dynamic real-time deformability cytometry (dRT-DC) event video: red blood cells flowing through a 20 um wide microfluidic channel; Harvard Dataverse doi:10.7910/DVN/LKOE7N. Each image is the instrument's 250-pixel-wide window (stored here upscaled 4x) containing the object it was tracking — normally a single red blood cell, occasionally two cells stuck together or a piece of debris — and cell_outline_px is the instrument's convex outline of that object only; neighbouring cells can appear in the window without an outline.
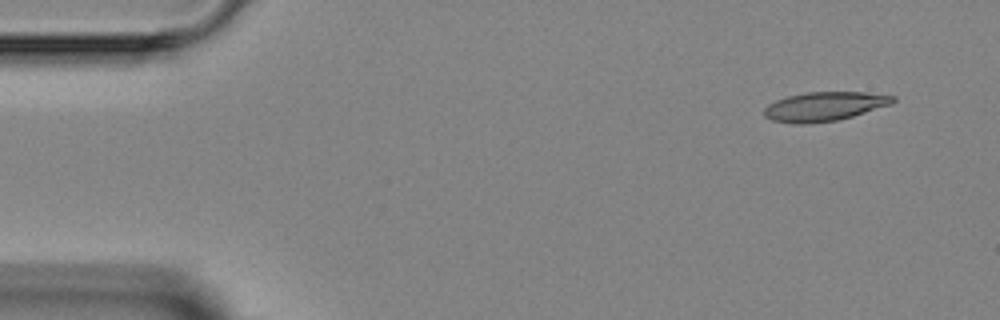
{"species": "Egyptian fruit bat (a non-hibernating species)", "species_latin": "Rousettus aegyptiacus", "temperature_condition": "room temperature", "stored_images_in_passage": 5, "camera_frame_rate_fps": 3000, "um_per_image_px": 0.085, "animal": {"sex": "female"}, "frame": {"image": 1, "passage_image": 1, "time_ms": 0.0, "image_size_px": [1000, 320], "cell_outline_px": [[896, 100], [892, 104], [852, 116], [836, 120], [808, 124], [792, 124], [772, 120], [764, 116], [764, 108], [768, 104], [776, 100], [788, 96], [808, 92], [864, 92], [896, 96]], "centroid_in_image_um": [70.06, 9.05], "position_along_channel_um": 14.9, "area_um2": 21.85}}